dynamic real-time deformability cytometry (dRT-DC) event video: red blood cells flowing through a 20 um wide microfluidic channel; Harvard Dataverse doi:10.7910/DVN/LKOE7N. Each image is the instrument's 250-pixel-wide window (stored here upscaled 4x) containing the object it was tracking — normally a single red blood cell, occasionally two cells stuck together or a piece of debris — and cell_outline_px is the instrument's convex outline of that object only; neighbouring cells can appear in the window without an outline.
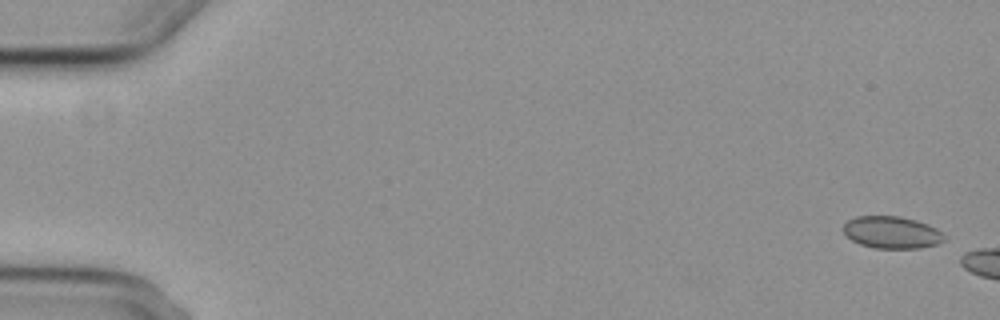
{"species": "common noctule bat (a hibernating species)", "species_latin": "Nyctalus noctula", "temperature_condition": "cold", "stored_images_in_passage": 6, "camera_frame_rate_fps": 3000, "um_per_image_px": 0.085, "animal": {"sex": "female", "body_mass_g": 29.2, "forearm_length_mm": 56.3}, "frame": {"image": 1, "passage_image": 1, "time_ms": 0.0, "image_size_px": [1000, 320], "cell_outline_px": [[944, 240], [936, 244], [920, 248], [876, 248], [860, 244], [852, 240], [844, 232], [844, 224], [848, 220], [856, 216], [900, 216], [916, 220], [928, 224], [936, 228], [944, 236]], "centroid_in_image_um": [75.8, 19.74], "position_along_channel_um": 9.2, "area_um2": 18.73}}
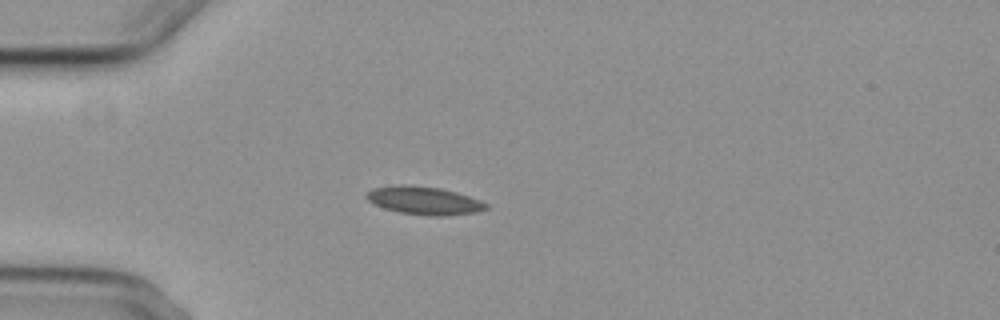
{"frame": {"image": 2, "passage_image": 6, "time_ms": 6.667, "image_size_px": [1000, 320], "cell_outline_px": [[488, 208], [476, 212], [440, 216], [432, 216], [400, 212], [384, 208], [368, 200], [364, 196], [372, 188], [400, 184], [404, 184], [440, 188], [456, 192], [480, 200], [488, 204]], "centroid_in_image_um": [36.04, 17.04], "position_along_channel_um": 49.0, "area_um2": 19.36}}